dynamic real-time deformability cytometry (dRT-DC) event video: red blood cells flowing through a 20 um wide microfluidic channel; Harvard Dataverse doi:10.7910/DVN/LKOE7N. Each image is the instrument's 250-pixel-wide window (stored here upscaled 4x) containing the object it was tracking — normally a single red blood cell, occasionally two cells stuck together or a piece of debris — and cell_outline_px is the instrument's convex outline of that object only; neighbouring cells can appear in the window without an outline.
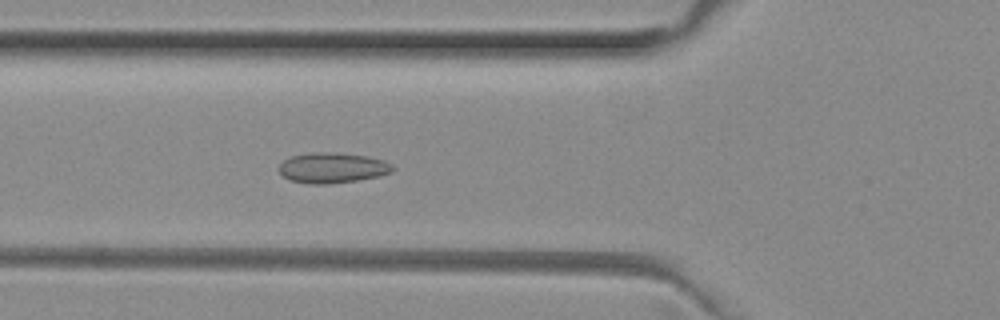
{"species": "common noctule bat (a hibernating species)", "species_latin": "Nyctalus noctula", "temperature_condition": "room temperature", "stored_images_in_passage": 51, "camera_frame_rate_fps": 3000, "um_per_image_px": 0.085, "animal": {"sex": "female", "body_mass_g": 29.2, "forearm_length_mm": 56.3}, "frame": {"image": 1, "passage_image": 18, "time_ms": 5.667, "image_size_px": [1000, 320], "cell_outline_px": [[396, 168], [392, 172], [380, 176], [356, 180], [328, 184], [308, 184], [288, 180], [276, 168], [284, 160], [292, 156], [312, 152], [336, 152], [368, 156], [384, 160], [392, 164]], "centroid_in_image_um": [28.26, 14.26], "position_along_channel_um": 97.5, "area_um2": 20.4}}
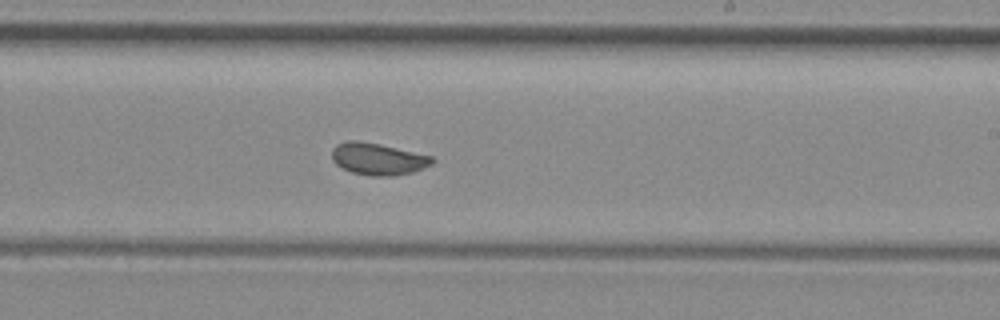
{"frame": {"image": 2, "passage_image": 30, "time_ms": 9.667, "image_size_px": [1000, 320], "cell_outline_px": [[436, 160], [432, 164], [412, 172], [396, 176], [372, 176], [352, 172], [336, 164], [332, 160], [332, 148], [336, 144], [348, 140], [356, 140], [380, 144], [432, 156]], "centroid_in_image_um": [32.12, 13.51], "position_along_channel_um": 256.9, "area_um2": 18.67}}
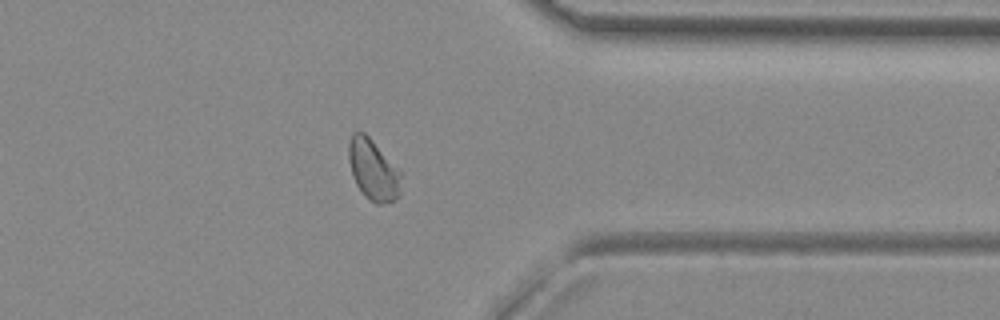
{"frame": {"image": 3, "passage_image": 40, "time_ms": 13.0, "image_size_px": [1000, 320], "cell_outline_px": [[400, 196], [396, 200], [380, 204], [376, 204], [356, 184], [352, 176], [348, 156], [348, 144], [352, 132], [364, 132], [400, 168]], "centroid_in_image_um": [31.73, 14.4], "position_along_channel_um": 379.7, "area_um2": 18.55}, "authors_computed_cell_mechanics": {"area_um2": 19.074, "velocity_mm_per_s": 3.9859, "shape_relaxation_time_tau1_ms": 3.9215, "shape_relaxation_time_tau2_ms": 0.7473, "deformation_change_tau1": 0.0748, "deformation_change_tau2": 0.0484}}